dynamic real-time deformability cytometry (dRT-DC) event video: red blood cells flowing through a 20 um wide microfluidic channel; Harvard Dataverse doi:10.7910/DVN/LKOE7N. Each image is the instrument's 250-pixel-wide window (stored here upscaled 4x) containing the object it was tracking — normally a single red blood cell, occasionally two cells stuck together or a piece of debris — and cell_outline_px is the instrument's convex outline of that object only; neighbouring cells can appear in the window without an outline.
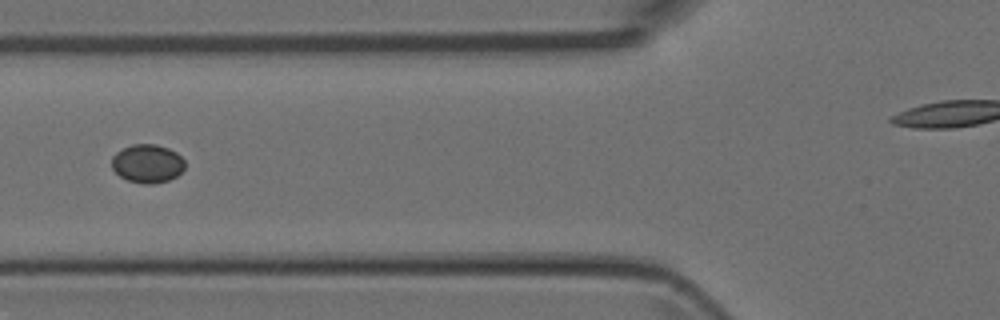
{"species": "Egyptian fruit bat (a non-hibernating species)", "species_latin": "Rousettus aegyptiacus", "temperature_condition": "room temperature", "stored_images_in_passage": 5, "camera_frame_rate_fps": 3000, "um_per_image_px": 0.085, "animal": {"sex": "female"}, "frame": {"image": 1, "passage_image": 5, "time_ms": 5.333, "image_size_px": [1000, 320], "cell_outline_px": [[184, 168], [176, 176], [168, 180], [152, 184], [144, 184], [128, 180], [120, 176], [112, 168], [112, 156], [116, 152], [132, 144], [156, 144], [168, 148], [176, 152], [184, 160]], "centroid_in_image_um": [12.52, 13.9], "position_along_channel_um": 113.3, "area_um2": 16.3}}